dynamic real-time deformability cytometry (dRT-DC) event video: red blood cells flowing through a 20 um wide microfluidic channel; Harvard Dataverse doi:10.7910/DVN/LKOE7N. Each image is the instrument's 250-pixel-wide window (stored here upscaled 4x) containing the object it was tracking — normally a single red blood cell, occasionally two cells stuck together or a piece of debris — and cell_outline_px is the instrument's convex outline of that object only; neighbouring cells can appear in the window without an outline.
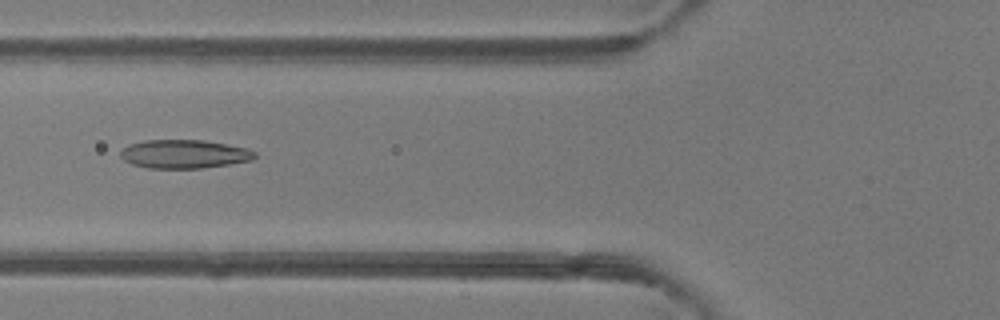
{"species": "common noctule bat (a hibernating species)", "species_latin": "Nyctalus noctula", "temperature_condition": "room temperature", "stored_images_in_passage": 5, "camera_frame_rate_fps": 3000, "um_per_image_px": 0.085, "animal": {"sex": "female"}, "frame": {"image": 1, "passage_image": 5, "time_ms": 4.667, "image_size_px": [1000, 320], "cell_outline_px": [[256, 156], [252, 160], [228, 164], [200, 168], [148, 168], [132, 164], [124, 160], [120, 156], [120, 152], [128, 144], [144, 140], [204, 140], [248, 148], [256, 152]], "centroid_in_image_um": [15.65, 13.08], "position_along_channel_um": 110.2, "area_um2": 22.37}}